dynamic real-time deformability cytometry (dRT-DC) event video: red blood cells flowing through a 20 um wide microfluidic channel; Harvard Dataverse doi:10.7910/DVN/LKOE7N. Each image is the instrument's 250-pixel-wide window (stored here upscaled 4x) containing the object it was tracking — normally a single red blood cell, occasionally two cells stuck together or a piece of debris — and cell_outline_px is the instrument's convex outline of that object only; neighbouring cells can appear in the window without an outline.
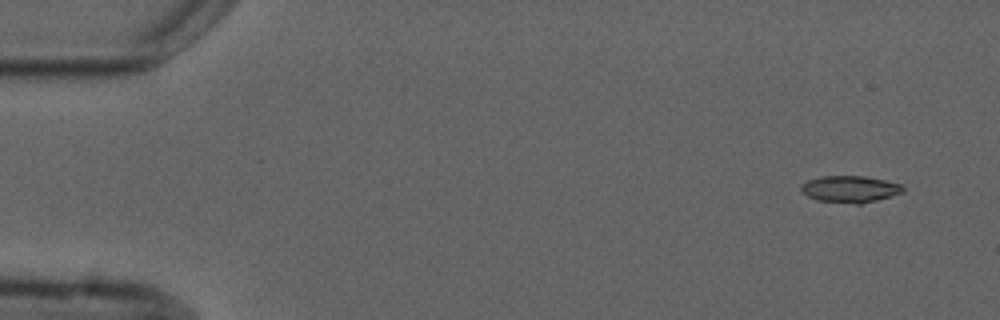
{"species": "common noctule bat (a hibernating species)", "species_latin": "Nyctalus noctula", "temperature_condition": "cold", "stored_images_in_passage": 9, "camera_frame_rate_fps": 3000, "um_per_image_px": 0.085, "animal": {"sex": "male", "forearm_length_mm": 52.5}, "frame": {"image": 1, "passage_image": 1, "time_ms": 0.0, "image_size_px": [1000, 320], "cell_outline_px": [[904, 192], [876, 200], [860, 204], [856, 204], [816, 200], [800, 192], [800, 184], [808, 180], [824, 176], [864, 176], [904, 184]], "centroid_in_image_um": [72.24, 16.07], "position_along_channel_um": 12.8, "area_um2": 15.95}}
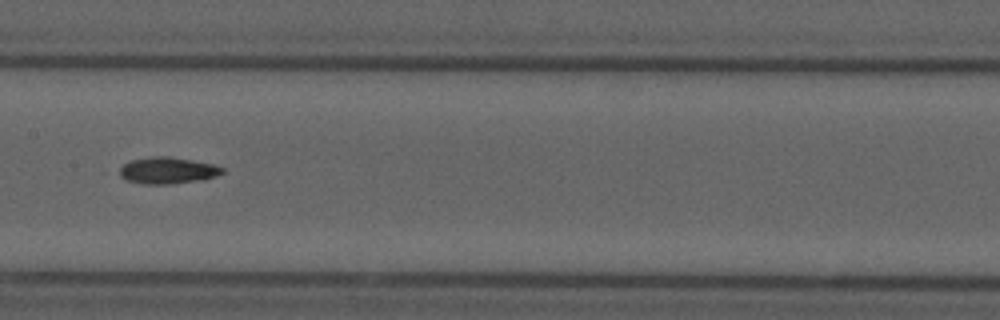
{"frame": {"image": 2, "passage_image": 7, "time_ms": 8.0, "image_size_px": [1000, 320], "cell_outline_px": [[224, 172], [216, 176], [204, 180], [172, 184], [144, 184], [124, 180], [120, 176], [120, 168], [124, 164], [132, 160], [148, 156], [168, 156], [192, 160], [212, 164], [224, 168]], "centroid_in_image_um": [14.25, 14.5], "position_along_channel_um": 193.2, "area_um2": 16.07}}
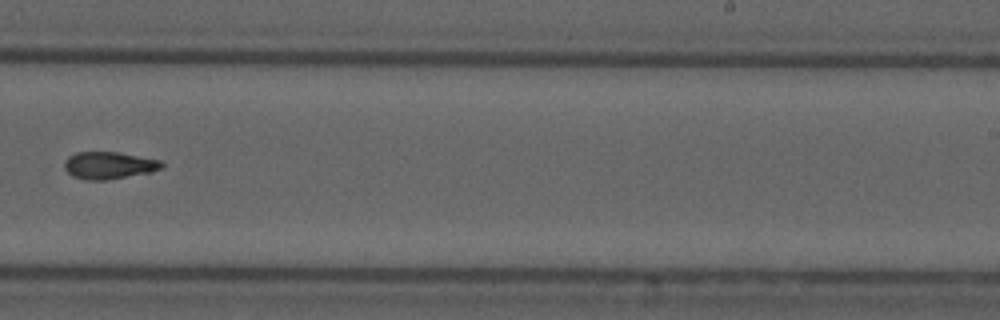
{"frame": {"image": 3, "passage_image": 9, "time_ms": 10.333, "image_size_px": [1000, 320], "cell_outline_px": [[164, 168], [152, 172], [108, 180], [88, 180], [72, 176], [64, 168], [64, 160], [68, 156], [76, 152], [120, 152], [160, 160], [164, 164]], "centroid_in_image_um": [9.28, 14.05], "position_along_channel_um": 279.7, "area_um2": 15.66}}